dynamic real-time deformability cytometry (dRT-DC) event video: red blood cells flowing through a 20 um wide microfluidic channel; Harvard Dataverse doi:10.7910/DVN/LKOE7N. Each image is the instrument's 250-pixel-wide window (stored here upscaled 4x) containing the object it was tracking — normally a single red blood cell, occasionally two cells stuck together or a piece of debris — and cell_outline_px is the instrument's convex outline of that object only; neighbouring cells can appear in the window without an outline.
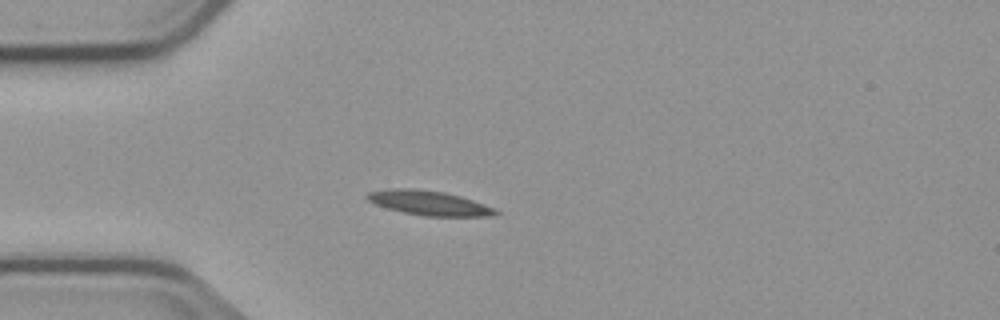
{"species": "common noctule bat (a hibernating species)", "species_latin": "Nyctalus noctula", "temperature_condition": "cold", "stored_images_in_passage": 6, "camera_frame_rate_fps": 3000, "um_per_image_px": 0.085, "animal": {"sex": "male", "body_mass_g": 23.1, "forearm_length_mm": 52.7}, "frame": {"image": 1, "passage_image": 5, "time_ms": 4.667, "image_size_px": [1000, 320], "cell_outline_px": [[500, 212], [484, 216], [424, 216], [404, 212], [388, 208], [376, 204], [368, 200], [364, 196], [368, 192], [392, 188], [412, 188], [444, 192], [460, 196], [496, 208]], "centroid_in_image_um": [36.44, 17.24], "position_along_channel_um": 48.6, "area_um2": 18.15}}